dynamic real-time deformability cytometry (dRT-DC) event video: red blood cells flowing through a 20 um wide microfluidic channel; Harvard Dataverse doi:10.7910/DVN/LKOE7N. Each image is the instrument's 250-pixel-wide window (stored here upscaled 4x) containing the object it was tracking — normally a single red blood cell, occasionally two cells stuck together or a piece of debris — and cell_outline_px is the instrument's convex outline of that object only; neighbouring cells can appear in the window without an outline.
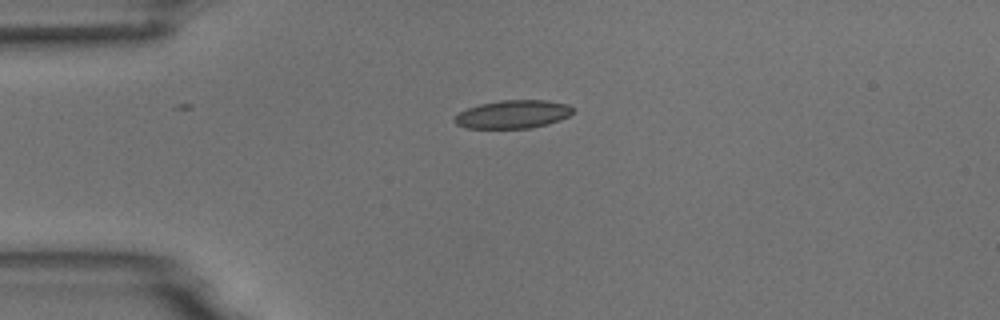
{"species": "common noctule bat (a hibernating species)", "species_latin": "Nyctalus noctula", "temperature_condition": "room temperature", "stored_images_in_passage": 2, "camera_frame_rate_fps": 3000, "um_per_image_px": 0.085, "animal": {"sex": "male", "body_mass_g": 18.8}, "frame": {"image": 1, "passage_image": 1, "time_ms": 0.0, "image_size_px": [1000, 320], "cell_outline_px": [[572, 112], [568, 116], [560, 120], [548, 124], [532, 128], [464, 128], [456, 124], [452, 120], [460, 112], [468, 108], [480, 104], [500, 100], [548, 100], [568, 104], [572, 108]], "centroid_in_image_um": [43.59, 9.71], "position_along_channel_um": 41.4, "area_um2": 19.48}}